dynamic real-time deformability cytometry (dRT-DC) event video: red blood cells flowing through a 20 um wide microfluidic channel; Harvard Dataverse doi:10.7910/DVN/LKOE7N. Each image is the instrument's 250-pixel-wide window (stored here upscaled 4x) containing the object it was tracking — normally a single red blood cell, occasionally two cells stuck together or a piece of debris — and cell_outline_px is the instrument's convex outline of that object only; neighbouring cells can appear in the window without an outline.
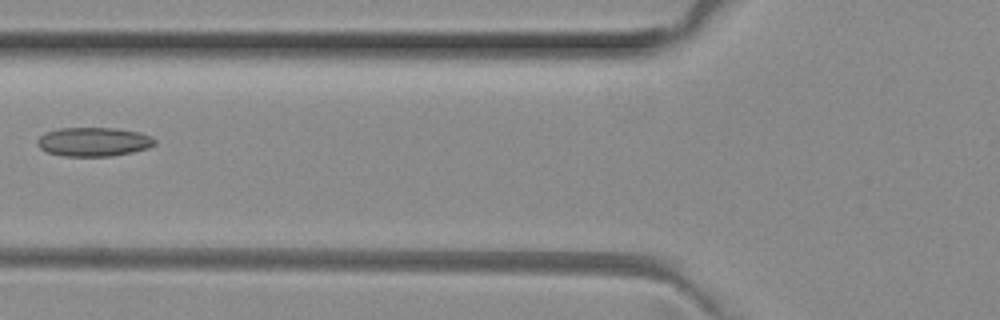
{"species": "common noctule bat (a hibernating species)", "species_latin": "Nyctalus noctula", "temperature_condition": "room temperature", "stored_images_in_passage": 6, "camera_frame_rate_fps": 3000, "um_per_image_px": 0.085, "animal": {"sex": "female", "body_mass_g": 29.2, "forearm_length_mm": 56.3}, "frame": {"image": 1, "passage_image": 5, "time_ms": 1.333, "image_size_px": [1000, 320], "cell_outline_px": [[156, 144], [148, 148], [132, 152], [112, 156], [64, 156], [48, 152], [40, 148], [36, 144], [36, 140], [44, 132], [60, 128], [116, 128], [140, 132], [152, 136], [156, 140]], "centroid_in_image_um": [7.96, 12.05], "position_along_channel_um": 117.8, "area_um2": 20.0}}
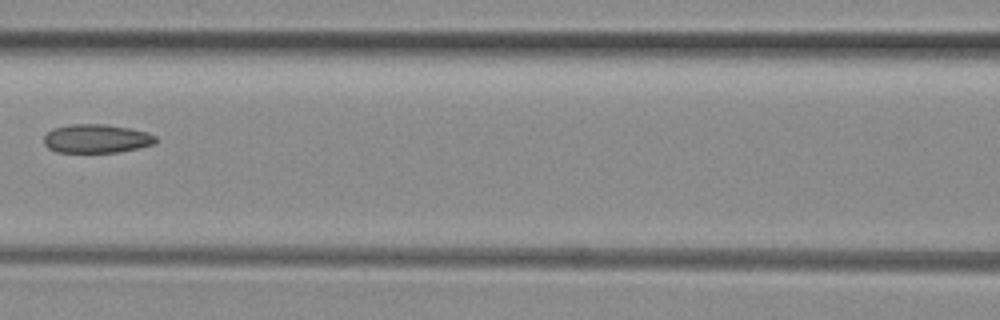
{"frame": {"image": 2, "passage_image": 6, "time_ms": 1.667, "image_size_px": [1000, 320], "cell_outline_px": [[156, 144], [120, 152], [56, 152], [48, 148], [44, 144], [44, 136], [52, 128], [68, 124], [104, 124], [128, 128], [148, 132], [156, 136]], "centroid_in_image_um": [8.2, 11.78], "position_along_channel_um": 158.4, "area_um2": 18.84}}